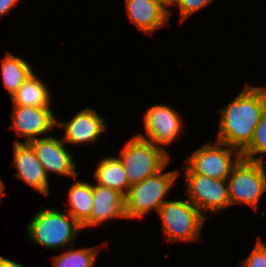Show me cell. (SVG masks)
Here are the masks:
<instances>
[{
	"label": "cell",
	"mask_w": 266,
	"mask_h": 267,
	"mask_svg": "<svg viewBox=\"0 0 266 267\" xmlns=\"http://www.w3.org/2000/svg\"><path fill=\"white\" fill-rule=\"evenodd\" d=\"M94 178L97 185L115 189L124 196L130 187L124 165L119 157L103 158L96 167Z\"/></svg>",
	"instance_id": "obj_16"
},
{
	"label": "cell",
	"mask_w": 266,
	"mask_h": 267,
	"mask_svg": "<svg viewBox=\"0 0 266 267\" xmlns=\"http://www.w3.org/2000/svg\"><path fill=\"white\" fill-rule=\"evenodd\" d=\"M93 206L89 218L81 225L82 228L99 226L112 218H125L124 195L119 191L93 185Z\"/></svg>",
	"instance_id": "obj_14"
},
{
	"label": "cell",
	"mask_w": 266,
	"mask_h": 267,
	"mask_svg": "<svg viewBox=\"0 0 266 267\" xmlns=\"http://www.w3.org/2000/svg\"><path fill=\"white\" fill-rule=\"evenodd\" d=\"M147 177L145 180L131 185L124 196L126 219H137L147 215L153 209L158 212L172 184L175 183L179 172L168 171Z\"/></svg>",
	"instance_id": "obj_4"
},
{
	"label": "cell",
	"mask_w": 266,
	"mask_h": 267,
	"mask_svg": "<svg viewBox=\"0 0 266 267\" xmlns=\"http://www.w3.org/2000/svg\"><path fill=\"white\" fill-rule=\"evenodd\" d=\"M120 152L130 186L165 170L170 160L166 150L138 135H134Z\"/></svg>",
	"instance_id": "obj_3"
},
{
	"label": "cell",
	"mask_w": 266,
	"mask_h": 267,
	"mask_svg": "<svg viewBox=\"0 0 266 267\" xmlns=\"http://www.w3.org/2000/svg\"><path fill=\"white\" fill-rule=\"evenodd\" d=\"M5 185L3 181L0 179V201H1V195L4 193Z\"/></svg>",
	"instance_id": "obj_26"
},
{
	"label": "cell",
	"mask_w": 266,
	"mask_h": 267,
	"mask_svg": "<svg viewBox=\"0 0 266 267\" xmlns=\"http://www.w3.org/2000/svg\"><path fill=\"white\" fill-rule=\"evenodd\" d=\"M1 69L2 80L10 97L33 73V69L28 62L9 52H6L1 61Z\"/></svg>",
	"instance_id": "obj_18"
},
{
	"label": "cell",
	"mask_w": 266,
	"mask_h": 267,
	"mask_svg": "<svg viewBox=\"0 0 266 267\" xmlns=\"http://www.w3.org/2000/svg\"><path fill=\"white\" fill-rule=\"evenodd\" d=\"M186 195L189 201L202 210L219 212L231 206L226 179H214L198 174H185Z\"/></svg>",
	"instance_id": "obj_8"
},
{
	"label": "cell",
	"mask_w": 266,
	"mask_h": 267,
	"mask_svg": "<svg viewBox=\"0 0 266 267\" xmlns=\"http://www.w3.org/2000/svg\"><path fill=\"white\" fill-rule=\"evenodd\" d=\"M50 90L34 73L10 97L13 106L50 107Z\"/></svg>",
	"instance_id": "obj_17"
},
{
	"label": "cell",
	"mask_w": 266,
	"mask_h": 267,
	"mask_svg": "<svg viewBox=\"0 0 266 267\" xmlns=\"http://www.w3.org/2000/svg\"><path fill=\"white\" fill-rule=\"evenodd\" d=\"M157 1L162 2L166 7L170 6L171 4V0H157Z\"/></svg>",
	"instance_id": "obj_27"
},
{
	"label": "cell",
	"mask_w": 266,
	"mask_h": 267,
	"mask_svg": "<svg viewBox=\"0 0 266 267\" xmlns=\"http://www.w3.org/2000/svg\"><path fill=\"white\" fill-rule=\"evenodd\" d=\"M74 244L67 251L54 257V267H92L97 256L98 247L74 250Z\"/></svg>",
	"instance_id": "obj_20"
},
{
	"label": "cell",
	"mask_w": 266,
	"mask_h": 267,
	"mask_svg": "<svg viewBox=\"0 0 266 267\" xmlns=\"http://www.w3.org/2000/svg\"><path fill=\"white\" fill-rule=\"evenodd\" d=\"M57 127L65 128L62 140L65 143L83 144L92 143L107 130L106 123L95 109H83L68 122L57 120Z\"/></svg>",
	"instance_id": "obj_13"
},
{
	"label": "cell",
	"mask_w": 266,
	"mask_h": 267,
	"mask_svg": "<svg viewBox=\"0 0 266 267\" xmlns=\"http://www.w3.org/2000/svg\"><path fill=\"white\" fill-rule=\"evenodd\" d=\"M266 109V88L246 84L229 105L219 109L217 140L242 152L251 142L261 114Z\"/></svg>",
	"instance_id": "obj_1"
},
{
	"label": "cell",
	"mask_w": 266,
	"mask_h": 267,
	"mask_svg": "<svg viewBox=\"0 0 266 267\" xmlns=\"http://www.w3.org/2000/svg\"><path fill=\"white\" fill-rule=\"evenodd\" d=\"M161 218L162 229L167 241H196L200 238L205 220L188 199L165 201L157 212Z\"/></svg>",
	"instance_id": "obj_5"
},
{
	"label": "cell",
	"mask_w": 266,
	"mask_h": 267,
	"mask_svg": "<svg viewBox=\"0 0 266 267\" xmlns=\"http://www.w3.org/2000/svg\"><path fill=\"white\" fill-rule=\"evenodd\" d=\"M37 158L41 162L48 176L50 172L65 175L69 177H77L76 164L73 162L71 154L64 147L66 144L62 139H56L53 136L41 137L28 142Z\"/></svg>",
	"instance_id": "obj_10"
},
{
	"label": "cell",
	"mask_w": 266,
	"mask_h": 267,
	"mask_svg": "<svg viewBox=\"0 0 266 267\" xmlns=\"http://www.w3.org/2000/svg\"><path fill=\"white\" fill-rule=\"evenodd\" d=\"M241 158V152L236 148L219 141H216L215 145L208 143L187 158L185 162H188V165L184 168V173L227 179Z\"/></svg>",
	"instance_id": "obj_7"
},
{
	"label": "cell",
	"mask_w": 266,
	"mask_h": 267,
	"mask_svg": "<svg viewBox=\"0 0 266 267\" xmlns=\"http://www.w3.org/2000/svg\"><path fill=\"white\" fill-rule=\"evenodd\" d=\"M240 263L241 267H266V244L260 237L257 238L252 252Z\"/></svg>",
	"instance_id": "obj_22"
},
{
	"label": "cell",
	"mask_w": 266,
	"mask_h": 267,
	"mask_svg": "<svg viewBox=\"0 0 266 267\" xmlns=\"http://www.w3.org/2000/svg\"><path fill=\"white\" fill-rule=\"evenodd\" d=\"M0 267H25V266L0 256Z\"/></svg>",
	"instance_id": "obj_25"
},
{
	"label": "cell",
	"mask_w": 266,
	"mask_h": 267,
	"mask_svg": "<svg viewBox=\"0 0 266 267\" xmlns=\"http://www.w3.org/2000/svg\"><path fill=\"white\" fill-rule=\"evenodd\" d=\"M57 125V117L50 107L13 106L12 123L9 127L18 136L26 137L25 142L37 139Z\"/></svg>",
	"instance_id": "obj_11"
},
{
	"label": "cell",
	"mask_w": 266,
	"mask_h": 267,
	"mask_svg": "<svg viewBox=\"0 0 266 267\" xmlns=\"http://www.w3.org/2000/svg\"><path fill=\"white\" fill-rule=\"evenodd\" d=\"M212 0H171V5H178L180 14H181V22L187 19L196 11H199L203 7H206L211 3Z\"/></svg>",
	"instance_id": "obj_23"
},
{
	"label": "cell",
	"mask_w": 266,
	"mask_h": 267,
	"mask_svg": "<svg viewBox=\"0 0 266 267\" xmlns=\"http://www.w3.org/2000/svg\"><path fill=\"white\" fill-rule=\"evenodd\" d=\"M147 137H139L151 141L155 146L165 150V145L171 144L183 130V120L173 108L167 105H153L143 116Z\"/></svg>",
	"instance_id": "obj_9"
},
{
	"label": "cell",
	"mask_w": 266,
	"mask_h": 267,
	"mask_svg": "<svg viewBox=\"0 0 266 267\" xmlns=\"http://www.w3.org/2000/svg\"><path fill=\"white\" fill-rule=\"evenodd\" d=\"M19 0H0V16L11 11L12 7L18 3Z\"/></svg>",
	"instance_id": "obj_24"
},
{
	"label": "cell",
	"mask_w": 266,
	"mask_h": 267,
	"mask_svg": "<svg viewBox=\"0 0 266 267\" xmlns=\"http://www.w3.org/2000/svg\"><path fill=\"white\" fill-rule=\"evenodd\" d=\"M230 205L243 204L258 208L266 191L264 163L241 158L226 179Z\"/></svg>",
	"instance_id": "obj_6"
},
{
	"label": "cell",
	"mask_w": 266,
	"mask_h": 267,
	"mask_svg": "<svg viewBox=\"0 0 266 267\" xmlns=\"http://www.w3.org/2000/svg\"><path fill=\"white\" fill-rule=\"evenodd\" d=\"M82 226L67 212L56 209H42L35 214L27 226L29 240L47 249L70 246L76 241Z\"/></svg>",
	"instance_id": "obj_2"
},
{
	"label": "cell",
	"mask_w": 266,
	"mask_h": 267,
	"mask_svg": "<svg viewBox=\"0 0 266 267\" xmlns=\"http://www.w3.org/2000/svg\"><path fill=\"white\" fill-rule=\"evenodd\" d=\"M257 154H266V109L260 116L250 144L241 152L242 158L263 163L264 156L256 157Z\"/></svg>",
	"instance_id": "obj_21"
},
{
	"label": "cell",
	"mask_w": 266,
	"mask_h": 267,
	"mask_svg": "<svg viewBox=\"0 0 266 267\" xmlns=\"http://www.w3.org/2000/svg\"><path fill=\"white\" fill-rule=\"evenodd\" d=\"M13 147L14 162L12 166H16L18 172L15 174L16 177L43 195H49L50 187L47 174L32 146L27 142L15 140Z\"/></svg>",
	"instance_id": "obj_12"
},
{
	"label": "cell",
	"mask_w": 266,
	"mask_h": 267,
	"mask_svg": "<svg viewBox=\"0 0 266 267\" xmlns=\"http://www.w3.org/2000/svg\"><path fill=\"white\" fill-rule=\"evenodd\" d=\"M69 213L80 225L88 218L93 206V185L77 181L69 189Z\"/></svg>",
	"instance_id": "obj_19"
},
{
	"label": "cell",
	"mask_w": 266,
	"mask_h": 267,
	"mask_svg": "<svg viewBox=\"0 0 266 267\" xmlns=\"http://www.w3.org/2000/svg\"><path fill=\"white\" fill-rule=\"evenodd\" d=\"M126 11L131 22L138 29L152 34L155 30L167 24L170 10L157 0H125Z\"/></svg>",
	"instance_id": "obj_15"
}]
</instances>
